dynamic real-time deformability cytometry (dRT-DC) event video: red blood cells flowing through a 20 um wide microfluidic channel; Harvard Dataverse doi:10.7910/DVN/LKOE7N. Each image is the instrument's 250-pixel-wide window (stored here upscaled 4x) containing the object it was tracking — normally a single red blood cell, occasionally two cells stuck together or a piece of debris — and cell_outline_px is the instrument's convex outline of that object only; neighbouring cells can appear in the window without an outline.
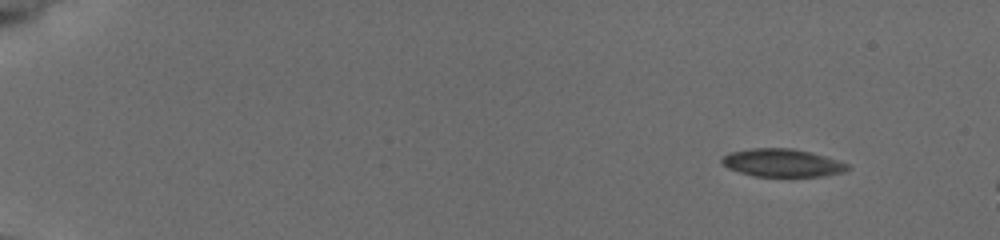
{"species": "common noctule bat (a hibernating species)", "species_latin": "Nyctalus noctula", "temperature_condition": "cold", "stored_images_in_passage": 51, "camera_frame_rate_fps": 3000, "um_per_image_px": 0.085, "animal": {"sex": "female", "body_mass_g": 19.5, "forearm_length_mm": 54.1}, "frame": {"image": 1, "passage_image": 1, "time_ms": 0.0, "image_size_px": [1000, 240], "cell_outline_px": [[852, 168], [848, 172], [824, 176], [752, 176], [728, 168], [720, 164], [720, 160], [728, 152], [752, 148], [792, 148], [812, 152], [848, 164]], "centroid_in_image_um": [66.5, 13.84], "position_along_channel_um": 18.5, "area_um2": 20.69}}
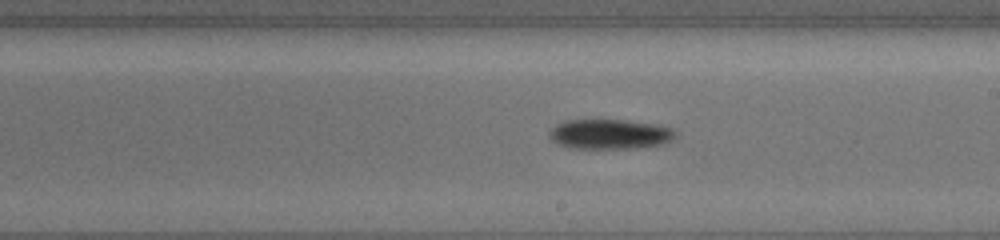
{"frame": {"image": 2, "passage_image": 30, "time_ms": 9.667, "image_size_px": [1000, 240], "cell_outline_px": [[676, 136], [672, 140], [660, 144], [636, 148], [568, 148], [552, 140], [548, 136], [548, 132], [556, 124], [564, 120], [624, 120], [656, 124], [672, 128], [676, 132]], "centroid_in_image_um": [51.82, 11.4], "position_along_channel_um": 237.2, "area_um2": 21.96}}
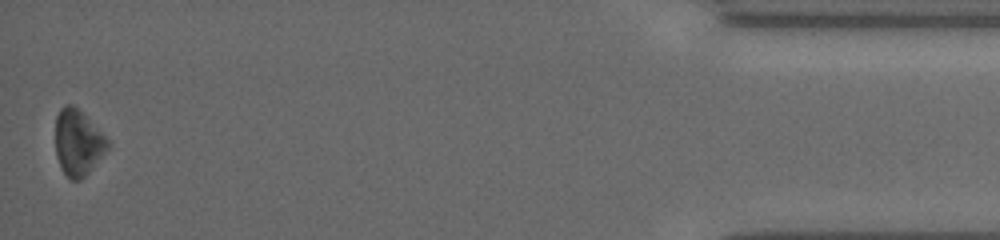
{"frame": {"image": 3, "passage_image": 51, "time_ms": 16.667, "image_size_px": [1000, 240], "cell_outline_px": [[108, 148], [88, 172], [80, 180], [72, 180], [60, 168], [56, 156], [56, 116], [60, 108], [64, 104], [72, 104], [108, 140]], "centroid_in_image_um": [6.58, 12.13], "position_along_channel_um": 428.6, "area_um2": 19.42}, "authors_computed_cell_mechanics": {"area_um2": 21.2126, "velocity_mm_per_s": 3.7631, "shape_relaxation_time_tau1_ms": 0.5643, "shape_relaxation_time_tau2_ms": null, "deformation_change_tau1": 0.0707, "deformation_change_tau2": null}}